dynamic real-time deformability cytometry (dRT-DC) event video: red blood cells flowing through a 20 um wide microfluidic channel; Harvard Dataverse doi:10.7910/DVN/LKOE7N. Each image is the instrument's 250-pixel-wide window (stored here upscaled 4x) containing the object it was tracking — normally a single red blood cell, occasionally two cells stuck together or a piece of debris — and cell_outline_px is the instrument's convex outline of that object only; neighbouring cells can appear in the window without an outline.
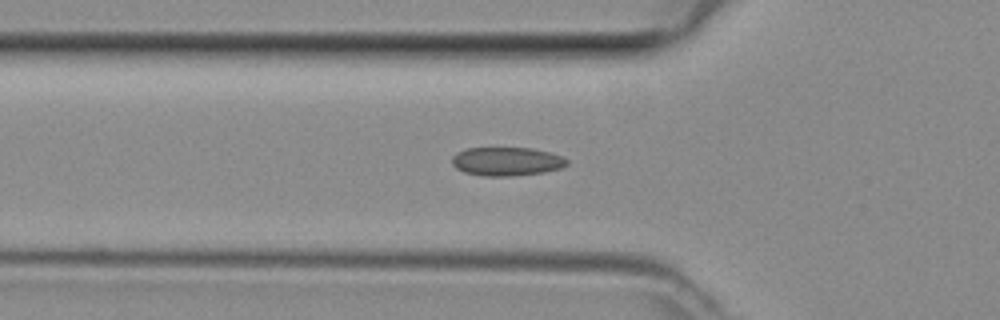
{"species": "common noctule bat (a hibernating species)", "species_latin": "Nyctalus noctula", "temperature_condition": "room temperature", "stored_images_in_passage": 42, "camera_frame_rate_fps": 3000, "um_per_image_px": 0.085, "animal": {"sex": "female", "body_mass_g": 29.2, "forearm_length_mm": 56.3}, "frame": {"image": 1, "passage_image": 16, "time_ms": 5.0, "image_size_px": [1000, 320], "cell_outline_px": [[568, 164], [560, 168], [544, 172], [512, 176], [484, 176], [464, 172], [456, 168], [452, 164], [452, 156], [456, 152], [464, 148], [532, 148], [548, 152], [560, 156], [568, 160]], "centroid_in_image_um": [43.03, 13.72], "position_along_channel_um": 82.8, "area_um2": 19.19}}
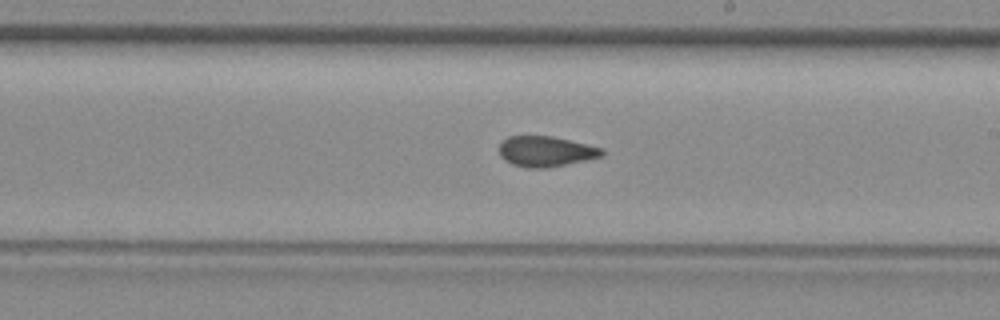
{"frame": {"image": 2, "passage_image": 27, "time_ms": 8.667, "image_size_px": [1000, 320], "cell_outline_px": [[604, 156], [544, 168], [528, 168], [512, 164], [504, 160], [500, 156], [500, 144], [508, 136], [552, 136], [604, 148]], "centroid_in_image_um": [46.39, 12.86], "position_along_channel_um": 242.6, "area_um2": 18.09}}
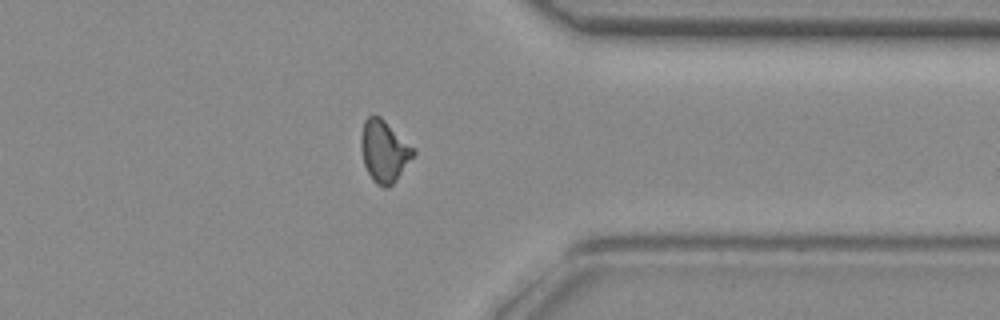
{"frame": {"image": 3, "passage_image": 37, "time_ms": 12.0, "image_size_px": [1000, 320], "cell_outline_px": [[416, 152], [396, 180], [388, 188], [384, 188], [376, 184], [372, 180], [364, 164], [360, 148], [360, 136], [364, 120], [372, 112], [380, 116], [416, 148]], "centroid_in_image_um": [32.64, 12.81], "position_along_channel_um": 378.8, "area_um2": 19.19}}